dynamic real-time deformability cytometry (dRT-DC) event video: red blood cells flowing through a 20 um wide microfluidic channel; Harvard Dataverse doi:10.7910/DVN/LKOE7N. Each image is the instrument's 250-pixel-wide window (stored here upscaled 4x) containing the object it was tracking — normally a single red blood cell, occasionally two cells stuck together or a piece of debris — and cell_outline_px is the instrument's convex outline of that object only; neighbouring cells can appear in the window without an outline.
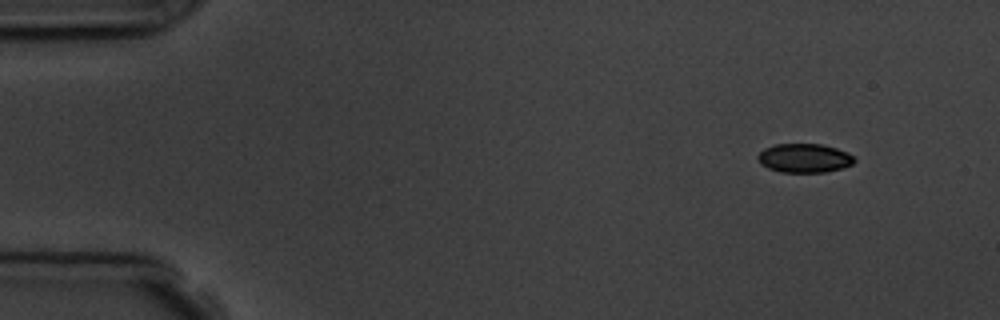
{"species": "common noctule bat (a hibernating species)", "species_latin": "Nyctalus noctula", "temperature_condition": "room temperature", "stored_images_in_passage": 4, "camera_frame_rate_fps": 3000, "um_per_image_px": 0.085, "animal": {"sex": "male", "body_mass_g": 19.5, "forearm_length_mm": 54.6}, "frame": {"image": 1, "passage_image": 1, "time_ms": 0.0, "image_size_px": [1000, 320], "cell_outline_px": [[856, 160], [852, 164], [840, 168], [824, 172], [780, 172], [768, 168], [760, 164], [756, 156], [764, 148], [776, 144], [820, 144], [836, 148], [848, 152]], "centroid_in_image_um": [68.34, 13.43], "position_along_channel_um": 16.7, "area_um2": 16.24}}
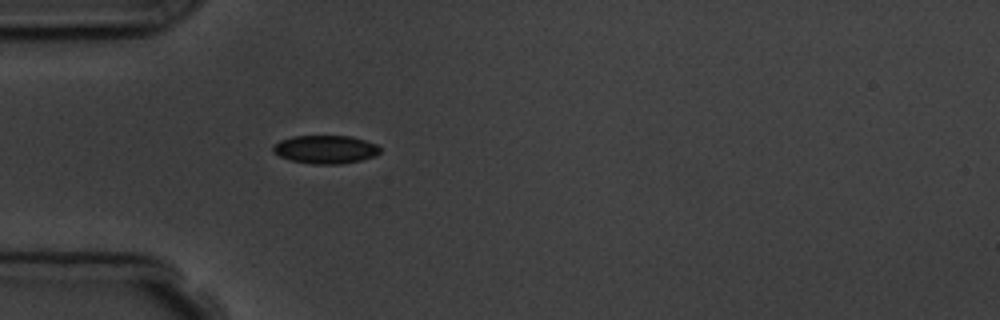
{"frame": {"image": 2, "passage_image": 4, "time_ms": 3.667, "image_size_px": [1000, 320], "cell_outline_px": [[380, 152], [376, 156], [360, 160], [340, 164], [312, 164], [292, 160], [280, 156], [272, 152], [272, 144], [280, 140], [292, 136], [352, 136], [376, 144], [380, 148]], "centroid_in_image_um": [27.64, 12.69], "position_along_channel_um": 57.4, "area_um2": 17.69}}